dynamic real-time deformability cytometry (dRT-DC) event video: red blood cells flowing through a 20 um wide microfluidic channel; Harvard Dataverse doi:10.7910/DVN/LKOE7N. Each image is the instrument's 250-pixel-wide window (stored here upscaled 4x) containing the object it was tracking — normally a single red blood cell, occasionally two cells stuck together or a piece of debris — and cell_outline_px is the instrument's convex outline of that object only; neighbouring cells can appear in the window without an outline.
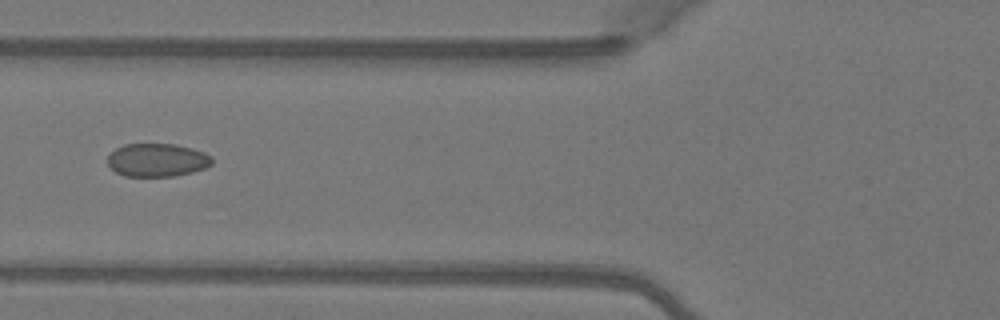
{"species": "Egyptian fruit bat (a non-hibernating species)", "species_latin": "Rousettus aegyptiacus", "temperature_condition": "warm", "stored_images_in_passage": 3, "camera_frame_rate_fps": 3000, "um_per_image_px": 0.085, "animal": {"sex": "female"}, "frame": {"image": 1, "passage_image": 3, "time_ms": 0.667, "image_size_px": [1000, 320], "cell_outline_px": [[212, 164], [204, 168], [192, 172], [176, 176], [124, 176], [116, 172], [108, 164], [108, 156], [116, 148], [124, 144], [176, 144], [192, 148], [204, 152], [212, 156]], "centroid_in_image_um": [13.37, 13.6], "position_along_channel_um": 112.4, "area_um2": 20.23}}